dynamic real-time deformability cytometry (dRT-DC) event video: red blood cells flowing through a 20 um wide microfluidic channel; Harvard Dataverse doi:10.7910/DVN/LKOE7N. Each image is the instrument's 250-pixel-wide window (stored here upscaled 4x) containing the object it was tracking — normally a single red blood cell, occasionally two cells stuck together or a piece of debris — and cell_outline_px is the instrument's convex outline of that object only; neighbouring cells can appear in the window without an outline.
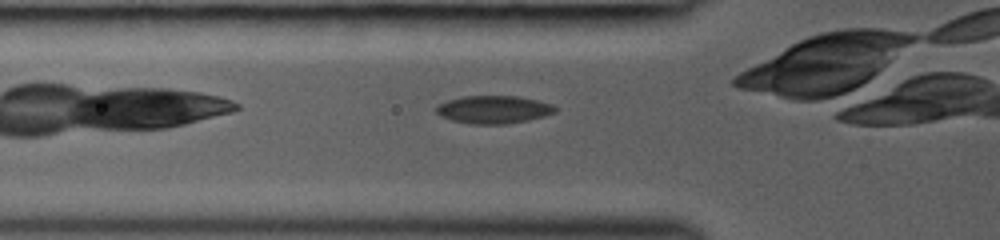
{"species": "common noctule bat (a hibernating species)", "species_latin": "Nyctalus noctula", "temperature_condition": "room temperature", "stored_images_in_passage": 28, "camera_frame_rate_fps": 3000, "um_per_image_px": 0.085, "animal": {"sex": "female", "body_mass_g": 19.0, "forearm_length_mm": 53.3}, "frame": {"image": 1, "passage_image": 5, "time_ms": 1.333, "image_size_px": [1000, 240], "cell_outline_px": [[556, 112], [544, 116], [528, 120], [508, 124], [472, 124], [452, 120], [440, 116], [436, 112], [436, 104], [460, 96], [520, 96], [540, 100], [552, 104], [556, 108]], "centroid_in_image_um": [41.96, 9.3], "position_along_channel_um": 83.8, "area_um2": 19.54}}
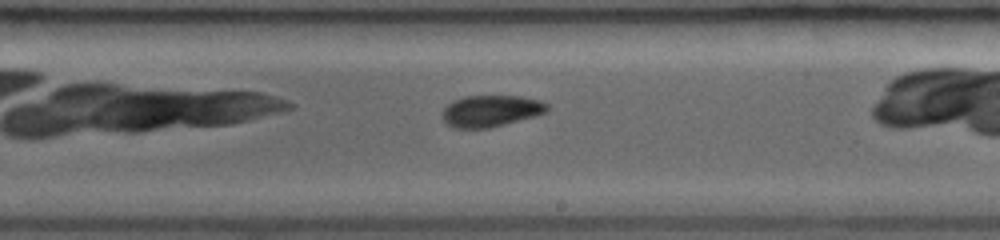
{"frame": {"image": 2, "passage_image": 16, "time_ms": 5.0, "image_size_px": [1000, 240], "cell_outline_px": [[548, 112], [536, 116], [488, 128], [456, 128], [448, 124], [440, 116], [444, 108], [452, 100], [464, 96], [520, 96], [540, 100], [548, 104]], "centroid_in_image_um": [41.72, 9.42], "position_along_channel_um": 247.3, "area_um2": 19.36}}